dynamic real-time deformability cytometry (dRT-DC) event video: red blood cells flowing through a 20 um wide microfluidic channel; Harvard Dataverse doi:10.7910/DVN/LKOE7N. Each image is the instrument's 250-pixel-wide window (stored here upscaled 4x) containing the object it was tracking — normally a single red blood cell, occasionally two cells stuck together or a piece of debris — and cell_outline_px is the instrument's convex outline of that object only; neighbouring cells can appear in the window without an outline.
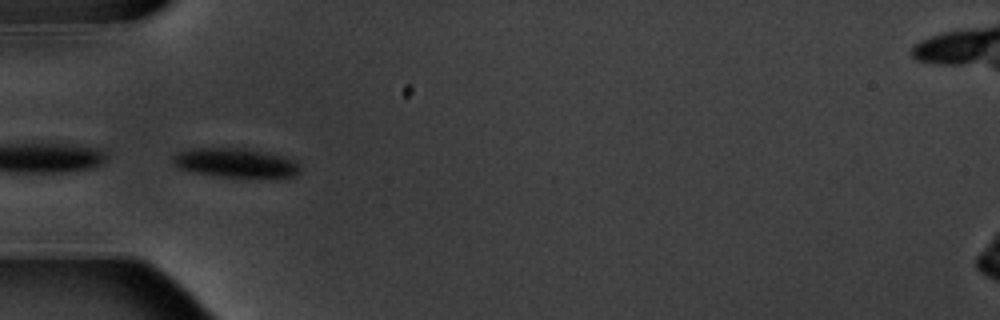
{"species": "common noctule bat (a hibernating species)", "species_latin": "Nyctalus noctula", "temperature_condition": "warm", "stored_images_in_passage": 7, "camera_frame_rate_fps": 3000, "um_per_image_px": 0.085, "animal": {"sex": "male", "body_mass_g": 20.1, "forearm_length_mm": 53.5}, "frame": {"image": 1, "passage_image": 6, "time_ms": 6.0, "image_size_px": [1000, 320], "cell_outline_px": [[300, 172], [292, 176], [276, 180], [220, 176], [192, 172], [176, 168], [172, 164], [172, 156], [176, 152], [188, 148], [244, 148], [268, 152], [284, 156], [296, 160], [300, 164]], "centroid_in_image_um": [20.06, 13.87], "position_along_channel_um": 64.9, "area_um2": 22.77}}